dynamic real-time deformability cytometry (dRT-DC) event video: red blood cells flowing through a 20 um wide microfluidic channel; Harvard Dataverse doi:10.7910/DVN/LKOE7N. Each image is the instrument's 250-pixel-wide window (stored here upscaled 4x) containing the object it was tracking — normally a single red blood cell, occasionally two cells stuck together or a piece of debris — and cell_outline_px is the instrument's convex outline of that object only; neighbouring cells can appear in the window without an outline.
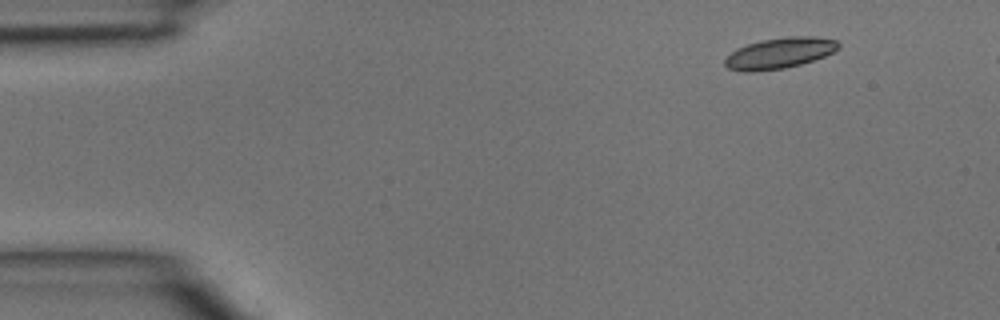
{"species": "common noctule bat (a hibernating species)", "species_latin": "Nyctalus noctula", "temperature_condition": "room temperature", "stored_images_in_passage": 4, "camera_frame_rate_fps": 3000, "um_per_image_px": 0.085, "animal": {"sex": "male", "body_mass_g": 15.6}, "frame": {"image": 1, "passage_image": 1, "time_ms": 0.0, "image_size_px": [1000, 320], "cell_outline_px": [[840, 48], [824, 56], [800, 64], [784, 68], [752, 72], [744, 72], [728, 68], [724, 64], [724, 60], [736, 48], [760, 40], [788, 36], [816, 36], [836, 40], [840, 44]], "centroid_in_image_um": [66.26, 4.5], "position_along_channel_um": 18.7, "area_um2": 20.4}}